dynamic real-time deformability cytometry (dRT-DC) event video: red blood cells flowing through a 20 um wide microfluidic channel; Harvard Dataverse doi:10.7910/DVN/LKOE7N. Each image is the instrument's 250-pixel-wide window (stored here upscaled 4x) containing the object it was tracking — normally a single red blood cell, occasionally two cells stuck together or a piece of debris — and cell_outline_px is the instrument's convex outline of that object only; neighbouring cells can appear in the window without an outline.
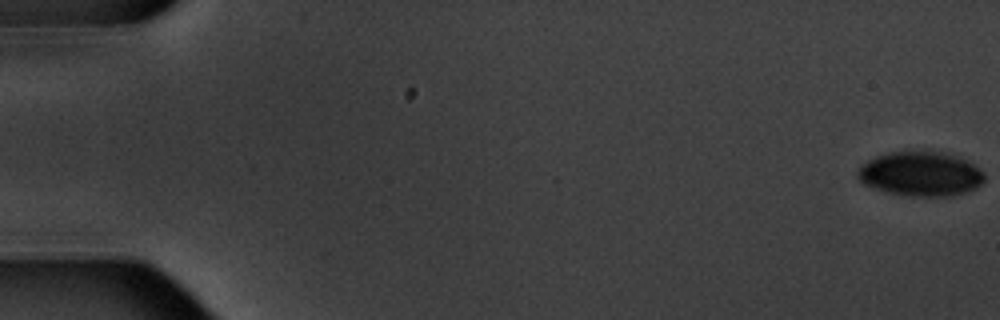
{"species": "common noctule bat (a hibernating species)", "species_latin": "Nyctalus noctula", "temperature_condition": "warm", "stored_images_in_passage": 7, "segment_of_instrument_passage": [1, 2], "camera_frame_rate_fps": 3000, "um_per_image_px": 0.085, "animal": {"sex": "male", "body_mass_g": 20.1, "forearm_length_mm": 53.5}, "frame": {"image": 1, "passage_image": 1, "time_ms": 0.0, "image_size_px": [1000, 320], "cell_outline_px": [[984, 180], [976, 188], [968, 192], [948, 196], [912, 196], [884, 192], [864, 184], [856, 176], [856, 172], [868, 160], [876, 156], [892, 152], [948, 152], [960, 156], [968, 160], [980, 168], [984, 172]], "centroid_in_image_um": [78.29, 14.78], "position_along_channel_um": 6.7, "area_um2": 33.0}}